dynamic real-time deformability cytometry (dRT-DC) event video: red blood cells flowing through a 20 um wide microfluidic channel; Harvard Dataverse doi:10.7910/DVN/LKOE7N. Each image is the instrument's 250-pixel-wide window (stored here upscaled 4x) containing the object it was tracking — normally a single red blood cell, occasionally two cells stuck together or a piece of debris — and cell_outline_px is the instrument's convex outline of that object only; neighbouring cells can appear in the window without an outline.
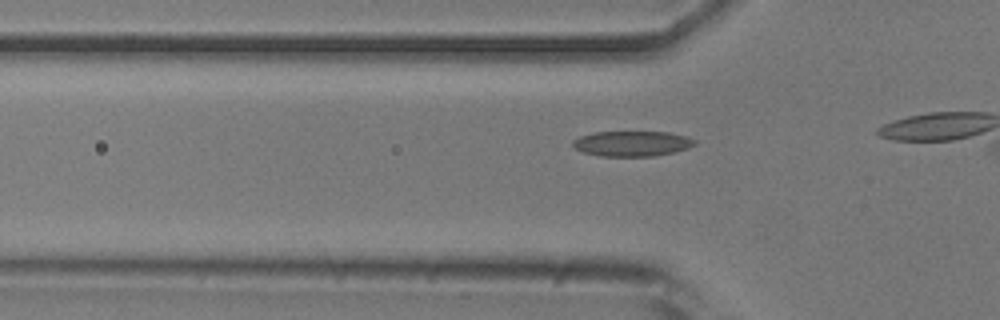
{"species": "common noctule bat (a hibernating species)", "species_latin": "Nyctalus noctula", "temperature_condition": "room temperature", "stored_images_in_passage": 7, "camera_frame_rate_fps": 3000, "um_per_image_px": 0.085, "animal": {"sex": "male", "body_mass_g": 20.5, "forearm_length_mm": 52.5}, "frame": {"image": 1, "passage_image": 6, "time_ms": 1.667, "image_size_px": [1000, 320], "cell_outline_px": [[696, 144], [688, 148], [676, 152], [656, 156], [600, 156], [584, 152], [576, 148], [572, 144], [572, 140], [580, 136], [592, 132], [668, 132], [688, 136], [696, 140]], "centroid_in_image_um": [53.76, 12.2], "position_along_channel_um": 72.0, "area_um2": 18.09}}